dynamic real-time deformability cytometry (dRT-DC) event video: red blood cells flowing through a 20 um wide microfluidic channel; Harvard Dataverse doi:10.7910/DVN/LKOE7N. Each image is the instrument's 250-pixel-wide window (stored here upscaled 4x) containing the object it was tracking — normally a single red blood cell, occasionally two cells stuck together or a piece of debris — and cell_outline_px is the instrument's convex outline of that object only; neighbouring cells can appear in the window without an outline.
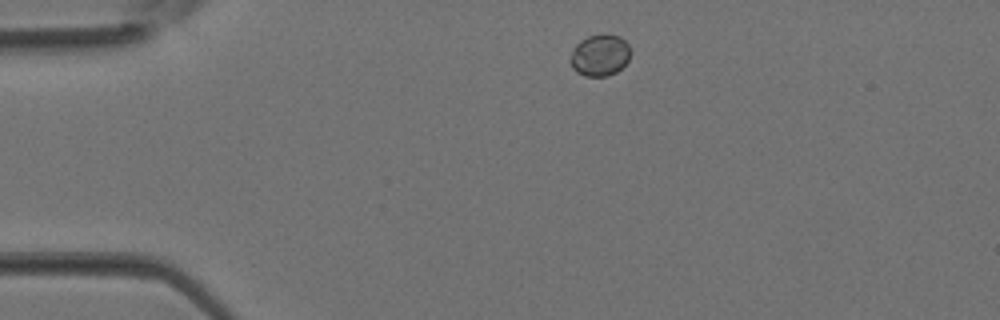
{"species": "Egyptian fruit bat (a non-hibernating species)", "species_latin": "Rousettus aegyptiacus", "temperature_condition": "room temperature", "stored_images_in_passage": 3, "camera_frame_rate_fps": 3000, "um_per_image_px": 0.085, "animal": {"sex": "female"}, "frame": {"image": 1, "passage_image": 1, "time_ms": 0.0, "image_size_px": [1000, 320], "cell_outline_px": [[632, 52], [628, 60], [616, 72], [608, 76], [584, 76], [576, 72], [572, 68], [568, 60], [576, 44], [580, 40], [588, 36], [604, 32], [620, 36], [628, 44]], "centroid_in_image_um": [50.98, 4.67], "position_along_channel_um": 34.0, "area_um2": 14.97}}
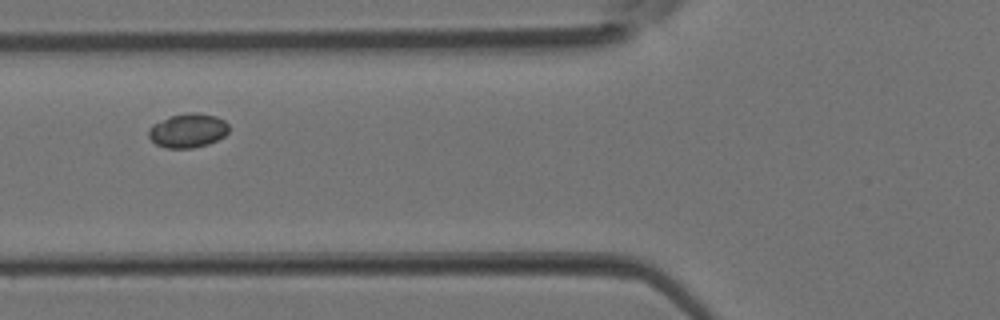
{"frame": {"image": 2, "passage_image": 3, "time_ms": 0.667, "image_size_px": [1000, 320], "cell_outline_px": [[228, 132], [224, 136], [208, 144], [192, 148], [164, 148], [156, 144], [148, 136], [148, 128], [152, 124], [168, 116], [188, 112], [196, 112], [216, 116], [224, 120], [228, 124]], "centroid_in_image_um": [15.94, 11.08], "position_along_channel_um": 109.9, "area_um2": 16.13}}